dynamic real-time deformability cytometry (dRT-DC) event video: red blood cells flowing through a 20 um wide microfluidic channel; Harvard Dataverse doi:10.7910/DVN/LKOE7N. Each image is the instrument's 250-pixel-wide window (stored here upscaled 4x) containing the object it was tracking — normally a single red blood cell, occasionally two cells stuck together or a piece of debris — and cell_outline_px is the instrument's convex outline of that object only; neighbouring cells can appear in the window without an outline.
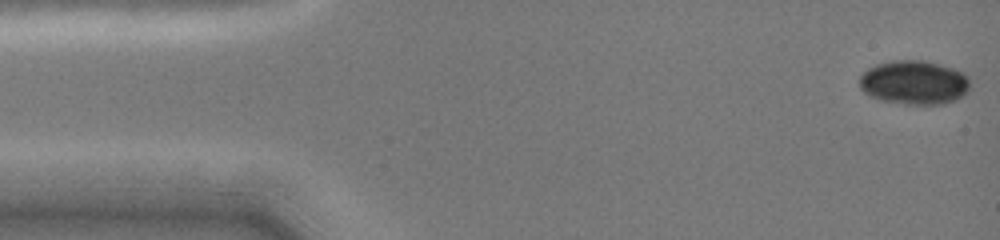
{"species": "common noctule bat (a hibernating species)", "species_latin": "Nyctalus noctula", "temperature_condition": "cold", "stored_images_in_passage": 9, "camera_frame_rate_fps": 3000, "um_per_image_px": 0.085, "animal": {"sex": "female", "body_mass_g": 19.0, "forearm_length_mm": 51.5}, "frame": {"image": 1, "passage_image": 1, "time_ms": 0.0, "image_size_px": [1000, 240], "cell_outline_px": [[972, 88], [964, 96], [956, 100], [944, 104], [904, 104], [880, 100], [868, 96], [860, 88], [860, 76], [868, 68], [876, 64], [892, 60], [924, 60], [952, 68], [964, 72], [968, 76]], "centroid_in_image_um": [77.73, 7.02], "position_along_channel_um": 7.3, "area_um2": 28.84}}
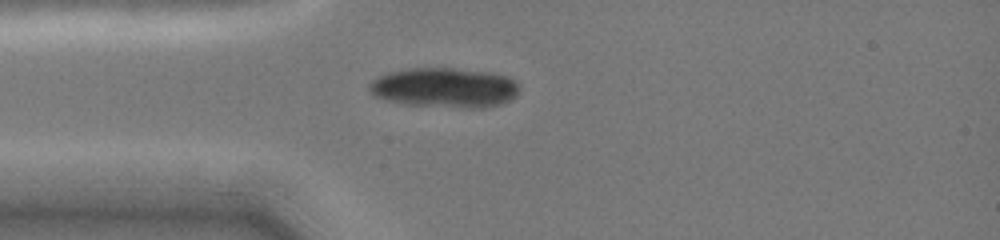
{"frame": {"image": 2, "passage_image": 6, "time_ms": 3.667, "image_size_px": [1000, 240], "cell_outline_px": [[520, 88], [516, 96], [500, 104], [488, 108], [468, 108], [400, 104], [384, 100], [372, 96], [368, 88], [368, 84], [372, 80], [388, 72], [412, 68], [452, 68], [488, 72], [508, 76], [516, 80], [520, 84]], "centroid_in_image_um": [37.79, 7.46], "position_along_channel_um": 47.2, "area_um2": 35.32}}